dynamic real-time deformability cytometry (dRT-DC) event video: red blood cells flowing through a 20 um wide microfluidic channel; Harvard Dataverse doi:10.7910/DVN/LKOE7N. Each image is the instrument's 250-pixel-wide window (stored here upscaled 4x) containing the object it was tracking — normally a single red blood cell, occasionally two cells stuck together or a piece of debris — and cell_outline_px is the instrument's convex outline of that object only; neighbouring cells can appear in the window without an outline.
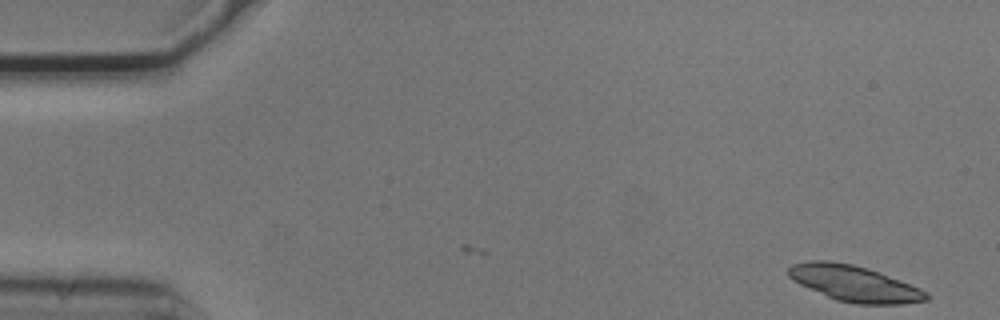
{"species": "common noctule bat (a hibernating species)", "species_latin": "Nyctalus noctula", "temperature_condition": "cold", "stored_images_in_passage": 3, "camera_frame_rate_fps": 3000, "um_per_image_px": 0.085, "animal": {"sex": "male", "body_mass_g": 20.5, "forearm_length_mm": 52.5}, "frame": {"image": 1, "passage_image": 3, "time_ms": 0.667, "image_size_px": [1000, 320], "cell_outline_px": [[932, 296], [928, 300], [900, 304], [856, 304], [836, 300], [800, 284], [792, 280], [788, 276], [788, 268], [792, 264], [812, 260], [828, 260], [852, 264], [868, 268], [880, 272], [920, 288], [928, 292]], "centroid_in_image_um": [72.64, 24.09], "position_along_channel_um": 12.4, "area_um2": 28.9}}